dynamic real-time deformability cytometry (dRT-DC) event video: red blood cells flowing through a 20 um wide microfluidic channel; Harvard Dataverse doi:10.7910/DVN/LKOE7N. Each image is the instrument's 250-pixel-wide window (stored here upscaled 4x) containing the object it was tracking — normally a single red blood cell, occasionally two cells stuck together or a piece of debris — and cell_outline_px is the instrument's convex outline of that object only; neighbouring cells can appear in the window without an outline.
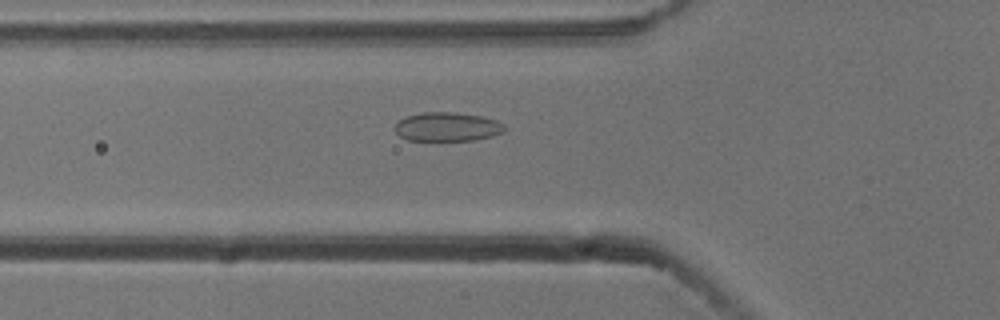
{"species": "common noctule bat (a hibernating species)", "species_latin": "Nyctalus noctula", "temperature_condition": "cold", "stored_images_in_passage": 55, "camera_frame_rate_fps": 3000, "um_per_image_px": 0.085, "animal": {"sex": "male", "body_mass_g": 13.3}, "frame": {"image": 1, "passage_image": 19, "time_ms": 6.0, "image_size_px": [1000, 320], "cell_outline_px": [[504, 132], [492, 136], [472, 140], [408, 140], [400, 136], [392, 128], [400, 120], [408, 116], [424, 112], [456, 112], [484, 116], [496, 120], [504, 124]], "centroid_in_image_um": [38.03, 10.77], "position_along_channel_um": 87.8, "area_um2": 18.5}}
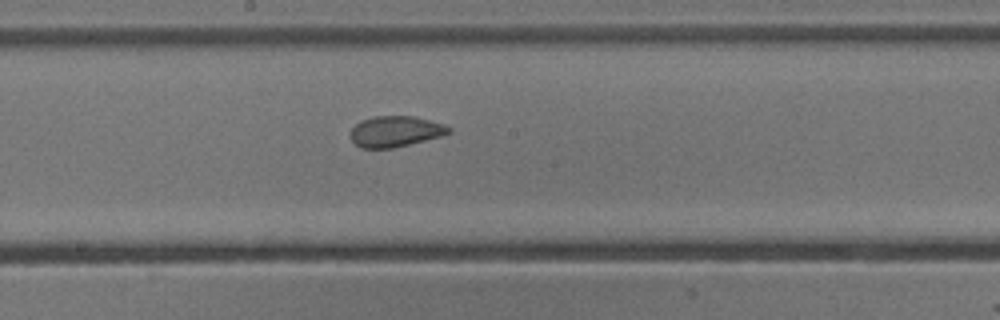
{"frame": {"image": 2, "passage_image": 29, "time_ms": 9.333, "image_size_px": [1000, 320], "cell_outline_px": [[452, 132], [444, 136], [392, 148], [360, 148], [348, 136], [348, 132], [360, 120], [372, 116], [412, 116], [444, 124], [452, 128]], "centroid_in_image_um": [33.59, 11.17], "position_along_channel_um": 214.6, "area_um2": 17.92}}
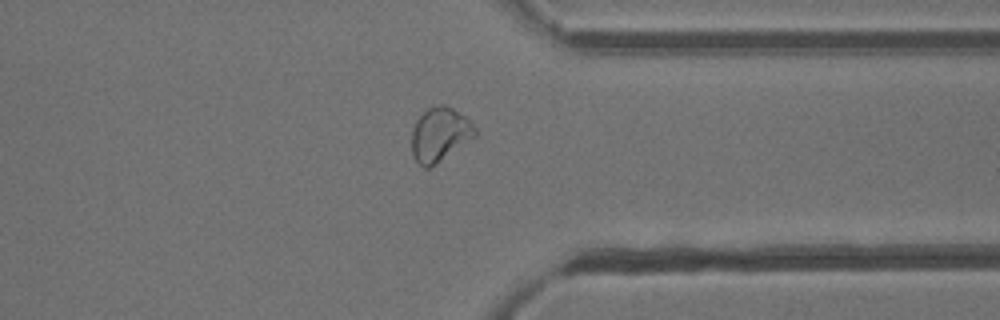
{"frame": {"image": 3, "passage_image": 42, "time_ms": 13.667, "image_size_px": [1000, 320], "cell_outline_px": [[476, 136], [428, 168], [424, 168], [416, 160], [412, 152], [412, 128], [416, 120], [428, 108], [436, 104], [444, 104], [452, 108], [464, 116], [476, 128]], "centroid_in_image_um": [37.37, 11.4], "position_along_channel_um": 374.0, "area_um2": 19.54}, "authors_computed_cell_mechanics": {"area_um2": 20.4034, "velocity_mm_per_s": 3.7719, "shape_relaxation_time_tau1_ms": null, "shape_relaxation_time_tau2_ms": 1.0078, "deformation_change_tau1": null, "deformation_change_tau2": 0.0633}}